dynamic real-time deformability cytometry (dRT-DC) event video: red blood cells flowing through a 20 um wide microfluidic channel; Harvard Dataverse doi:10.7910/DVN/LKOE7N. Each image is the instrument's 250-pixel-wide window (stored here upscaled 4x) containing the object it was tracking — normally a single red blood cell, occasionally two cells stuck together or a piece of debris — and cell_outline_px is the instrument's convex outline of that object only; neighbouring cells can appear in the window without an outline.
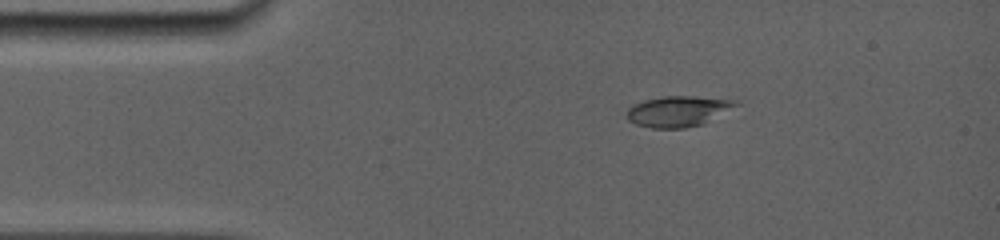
{"species": "common noctule bat (a hibernating species)", "species_latin": "Nyctalus noctula", "temperature_condition": "room temperature", "stored_images_in_passage": 50, "camera_frame_rate_fps": 5000, "um_per_image_px": 0.085, "animal": {"sex": "female", "body_mass_g": 19.0, "forearm_length_mm": 56.7}, "frame": {"image": 1, "passage_image": 1, "time_ms": 0.0, "image_size_px": [1000, 240], "cell_outline_px": [[740, 104], [704, 124], [684, 128], [652, 128], [636, 124], [628, 120], [628, 108], [632, 104], [644, 100], [660, 96], [692, 96], [736, 100]], "centroid_in_image_um": [57.64, 9.45], "position_along_channel_um": 27.4, "area_um2": 19.54}}
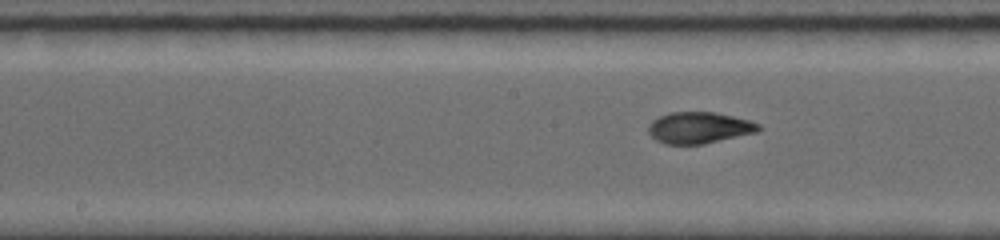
{"frame": {"image": 2, "passage_image": 21, "time_ms": 5.4, "image_size_px": [1000, 240], "cell_outline_px": [[760, 128], [756, 132], [704, 144], [664, 144], [656, 140], [648, 132], [648, 124], [652, 120], [668, 112], [716, 112], [748, 120], [760, 124]], "centroid_in_image_um": [59.38, 10.85], "position_along_channel_um": 188.8, "area_um2": 20.11}}
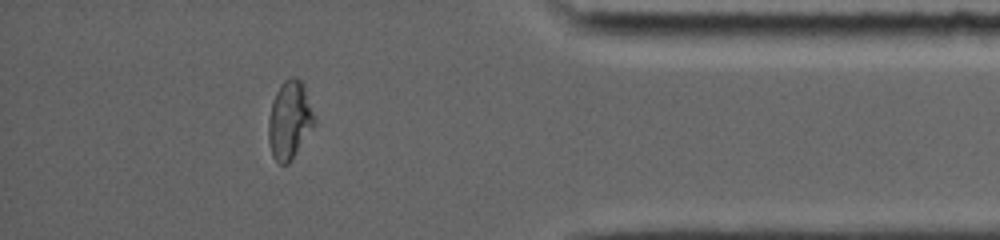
{"frame": {"image": 3, "passage_image": 42, "time_ms": 11.6, "image_size_px": [1000, 240], "cell_outline_px": [[316, 124], [292, 160], [288, 164], [280, 164], [272, 156], [268, 140], [268, 120], [272, 100], [280, 84], [284, 80], [292, 76], [300, 80], [304, 84], [316, 120]], "centroid_in_image_um": [24.62, 10.21], "position_along_channel_um": 410.6, "area_um2": 21.21}}